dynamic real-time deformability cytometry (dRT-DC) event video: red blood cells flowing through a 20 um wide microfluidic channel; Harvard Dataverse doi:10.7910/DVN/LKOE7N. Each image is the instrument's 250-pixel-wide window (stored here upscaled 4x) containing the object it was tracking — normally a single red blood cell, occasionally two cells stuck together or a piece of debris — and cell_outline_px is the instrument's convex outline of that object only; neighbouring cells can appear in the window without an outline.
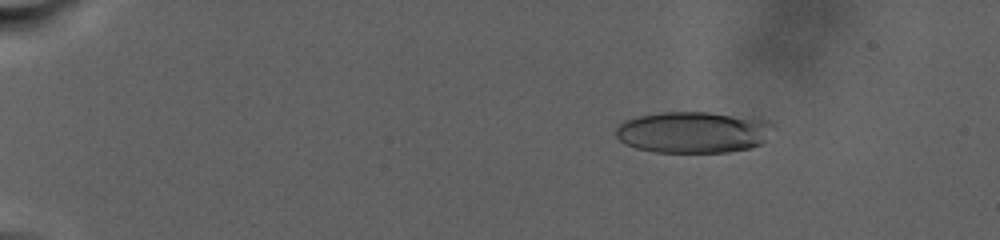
{"species": "human", "species_latin": "Homo sapiens", "temperature_condition": "warm", "stored_images_in_passage": 13, "camera_frame_rate_fps": 3000, "um_per_image_px": 0.085, "donor": {"sex": "male"}, "frame": {"image": 1, "passage_image": 4, "time_ms": 3.667, "image_size_px": [1000, 240], "cell_outline_px": [[772, 124], [764, 140], [760, 144], [748, 148], [728, 152], [656, 152], [636, 148], [624, 144], [616, 136], [616, 128], [624, 120], [636, 116], [660, 112], [708, 112], [752, 116], [768, 120]], "centroid_in_image_um": [58.89, 11.22], "position_along_channel_um": 26.1, "area_um2": 38.15}}
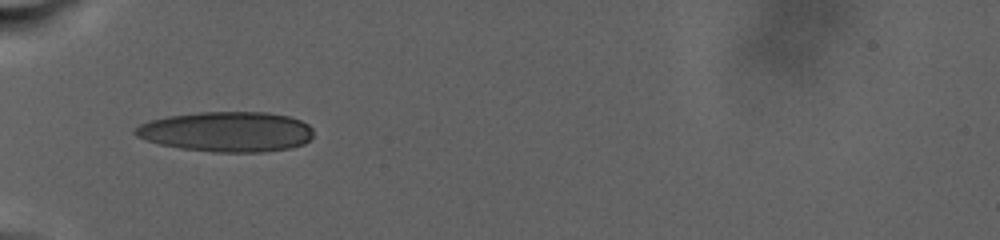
{"frame": {"image": 2, "passage_image": 9, "time_ms": 9.667, "image_size_px": [1000, 240], "cell_outline_px": [[312, 136], [304, 144], [288, 148], [264, 152], [212, 152], [180, 148], [160, 144], [136, 136], [132, 132], [140, 124], [148, 120], [168, 116], [200, 112], [268, 112], [288, 116], [300, 120], [308, 124], [312, 128]], "centroid_in_image_um": [19.27, 11.19], "position_along_channel_um": 65.7, "area_um2": 41.73}}
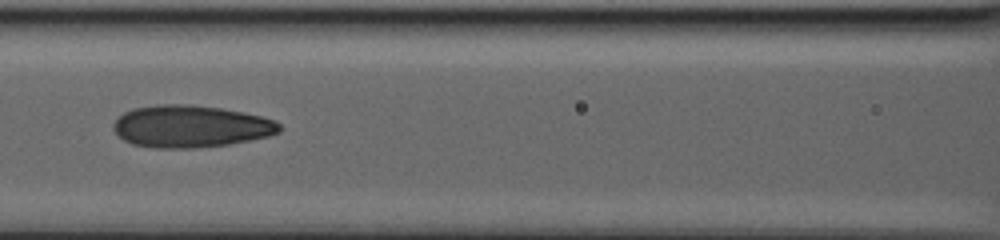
{"frame": {"image": 3, "passage_image": 12, "time_ms": 13.333, "image_size_px": [1000, 240], "cell_outline_px": [[280, 132], [268, 136], [228, 144], [192, 148], [156, 148], [132, 144], [124, 140], [112, 128], [112, 124], [124, 112], [132, 108], [160, 104], [192, 104], [220, 108], [244, 112], [260, 116], [272, 120], [280, 124]], "centroid_in_image_um": [16.18, 10.73], "position_along_channel_um": 150.4, "area_um2": 40.63}}